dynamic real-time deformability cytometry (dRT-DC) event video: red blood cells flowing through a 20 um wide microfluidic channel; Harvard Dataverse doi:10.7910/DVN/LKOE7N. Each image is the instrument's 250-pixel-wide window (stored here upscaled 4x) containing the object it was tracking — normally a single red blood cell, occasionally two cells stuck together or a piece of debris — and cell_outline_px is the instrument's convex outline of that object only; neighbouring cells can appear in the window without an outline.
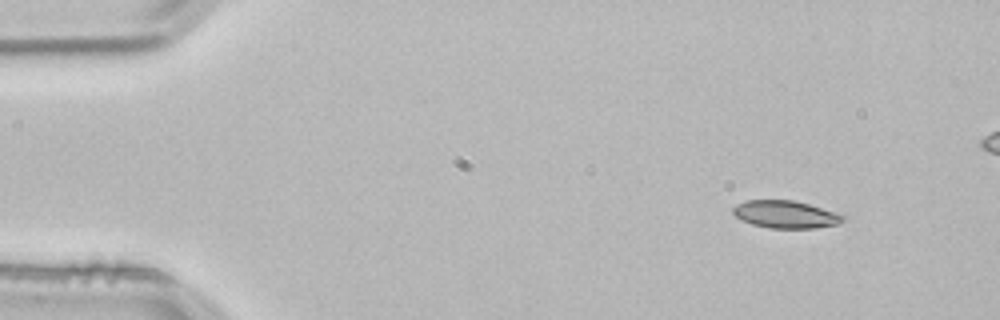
{"species": "common noctule bat (a hibernating species)", "species_latin": "Nyctalus noctula", "temperature_condition": "room temperature", "stored_images_in_passage": 3, "camera_frame_rate_fps": 3000, "um_per_image_px": 0.085, "animal": {"sex": "male", "body_mass_g": 21.5, "forearm_length_mm": 52.0}, "frame": {"image": 1, "passage_image": 1, "time_ms": 0.0, "image_size_px": [1000, 320], "cell_outline_px": [[844, 220], [840, 224], [816, 228], [768, 228], [752, 224], [740, 220], [732, 212], [732, 208], [736, 204], [744, 200], [796, 200], [844, 216]], "centroid_in_image_um": [66.72, 18.22], "position_along_channel_um": 18.3, "area_um2": 17.63}}